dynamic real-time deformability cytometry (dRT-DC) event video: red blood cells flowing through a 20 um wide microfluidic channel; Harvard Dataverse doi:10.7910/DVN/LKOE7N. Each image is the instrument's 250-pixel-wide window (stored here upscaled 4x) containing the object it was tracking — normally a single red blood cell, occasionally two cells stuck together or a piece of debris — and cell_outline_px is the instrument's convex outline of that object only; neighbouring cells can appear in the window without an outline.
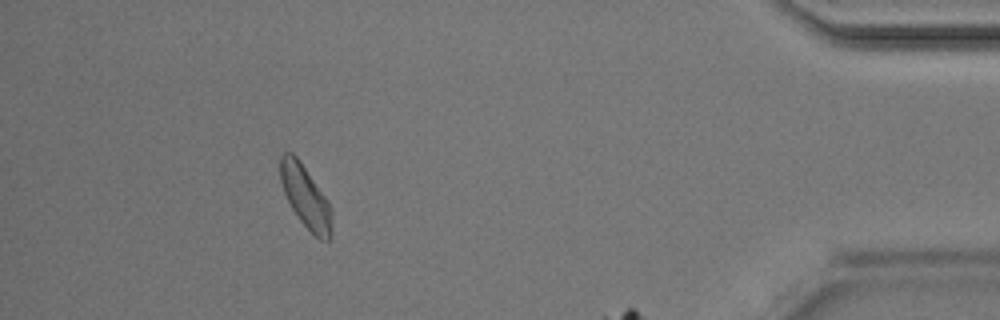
{"species": "Egyptian fruit bat (a non-hibernating species)", "species_latin": "Rousettus aegyptiacus", "temperature_condition": "room temperature", "stored_images_in_passage": 51, "camera_frame_rate_fps": 3000, "um_per_image_px": 0.085, "animal": {"sex": "male"}, "frame": {"image": 1, "passage_image": 47, "time_ms": 15.333, "image_size_px": [1000, 320], "cell_outline_px": [[332, 236], [328, 240], [320, 240], [300, 220], [292, 208], [284, 192], [280, 180], [280, 152], [292, 152], [300, 160], [328, 200], [332, 208]], "centroid_in_image_um": [25.99, 16.7], "position_along_channel_um": 409.2, "area_um2": 18.79}}